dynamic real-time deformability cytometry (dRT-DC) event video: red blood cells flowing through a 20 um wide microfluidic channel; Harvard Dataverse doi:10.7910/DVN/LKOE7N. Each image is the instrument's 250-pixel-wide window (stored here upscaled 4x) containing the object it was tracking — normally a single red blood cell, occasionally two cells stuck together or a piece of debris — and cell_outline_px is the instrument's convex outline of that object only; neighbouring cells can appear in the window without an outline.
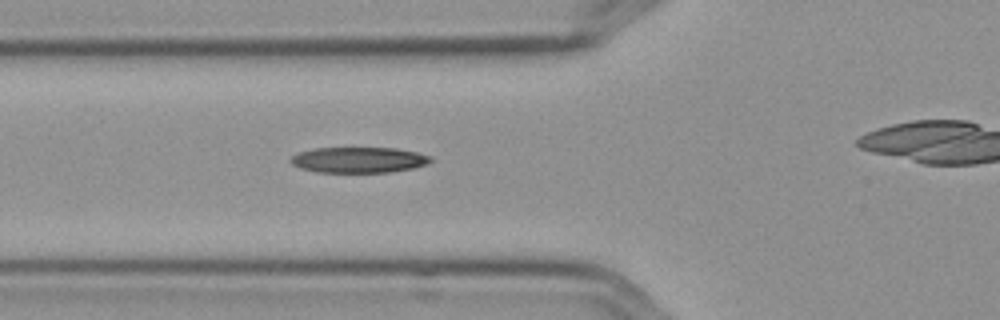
{"species": "Egyptian fruit bat (a non-hibernating species)", "species_latin": "Rousettus aegyptiacus", "temperature_condition": "cold", "stored_images_in_passage": 7, "camera_frame_rate_fps": 3000, "um_per_image_px": 0.085, "frame": {"image": 1, "passage_image": 6, "time_ms": 1.667, "image_size_px": [1000, 320], "cell_outline_px": [[432, 160], [428, 164], [412, 168], [392, 172], [316, 172], [300, 168], [292, 164], [288, 160], [296, 152], [316, 148], [396, 148], [416, 152], [432, 156]], "centroid_in_image_um": [30.47, 13.59], "position_along_channel_um": 95.3, "area_um2": 21.1}}